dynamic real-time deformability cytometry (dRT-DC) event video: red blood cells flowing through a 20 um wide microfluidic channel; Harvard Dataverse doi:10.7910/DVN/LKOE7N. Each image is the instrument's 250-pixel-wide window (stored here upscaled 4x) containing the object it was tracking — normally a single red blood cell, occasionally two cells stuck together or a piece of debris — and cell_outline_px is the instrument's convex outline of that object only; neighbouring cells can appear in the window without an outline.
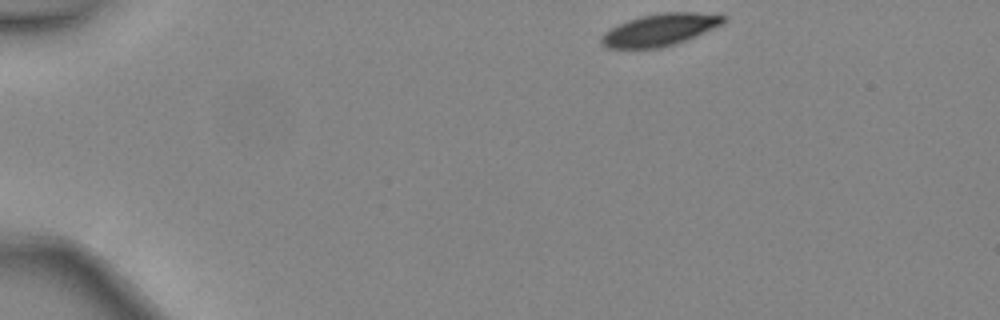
{"species": "common noctule bat (a hibernating species)", "species_latin": "Nyctalus noctula", "temperature_condition": "warm", "stored_images_in_passage": 7, "camera_frame_rate_fps": 3000, "um_per_image_px": 0.085, "animal": {"sex": "female", "body_mass_g": 24.6, "forearm_length_mm": 56.2}, "frame": {"image": 1, "passage_image": 1, "time_ms": 0.0, "image_size_px": [1000, 320], "cell_outline_px": [[728, 20], [724, 24], [684, 40], [672, 44], [656, 48], [608, 48], [600, 40], [600, 36], [604, 32], [628, 20], [640, 16], [664, 12], [696, 12], [724, 16]], "centroid_in_image_um": [56.1, 2.52], "position_along_channel_um": 28.9, "area_um2": 22.43}}